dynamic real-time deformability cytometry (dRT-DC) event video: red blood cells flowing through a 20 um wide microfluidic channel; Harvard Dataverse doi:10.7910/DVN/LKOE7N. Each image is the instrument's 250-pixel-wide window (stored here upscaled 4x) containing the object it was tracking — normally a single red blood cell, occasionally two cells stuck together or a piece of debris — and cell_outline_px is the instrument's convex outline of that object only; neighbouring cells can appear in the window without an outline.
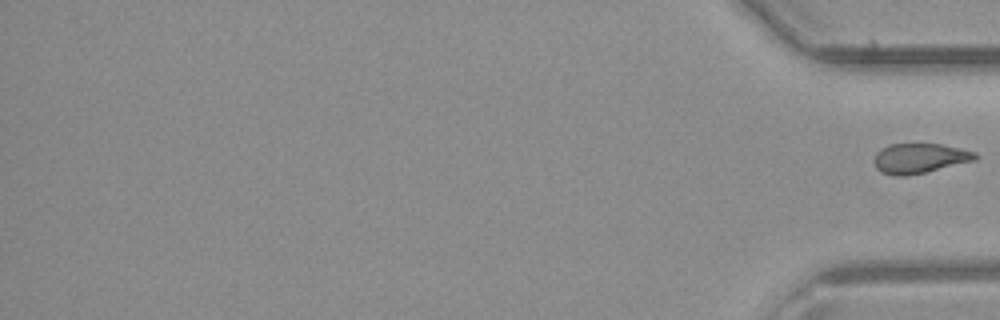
{"species": "common noctule bat (a hibernating species)", "species_latin": "Nyctalus noctula", "temperature_condition": "room temperature", "stored_images_in_passage": 25, "segment_of_instrument_passage": [2, 2], "camera_frame_rate_fps": 3000, "um_per_image_px": 0.085, "animal": {"sex": "male", "body_mass_g": 23.1, "forearm_length_mm": 52.7}, "frame": {"image": 1, "passage_image": 25, "time_ms": 8.0, "image_size_px": [1000, 320], "cell_outline_px": [[980, 156], [976, 160], [924, 172], [904, 176], [896, 176], [880, 172], [876, 168], [872, 160], [876, 152], [880, 148], [888, 144], [940, 144], [960, 148], [976, 152]], "centroid_in_image_um": [78.14, 13.45], "position_along_channel_um": 357.1, "area_um2": 17.74}}